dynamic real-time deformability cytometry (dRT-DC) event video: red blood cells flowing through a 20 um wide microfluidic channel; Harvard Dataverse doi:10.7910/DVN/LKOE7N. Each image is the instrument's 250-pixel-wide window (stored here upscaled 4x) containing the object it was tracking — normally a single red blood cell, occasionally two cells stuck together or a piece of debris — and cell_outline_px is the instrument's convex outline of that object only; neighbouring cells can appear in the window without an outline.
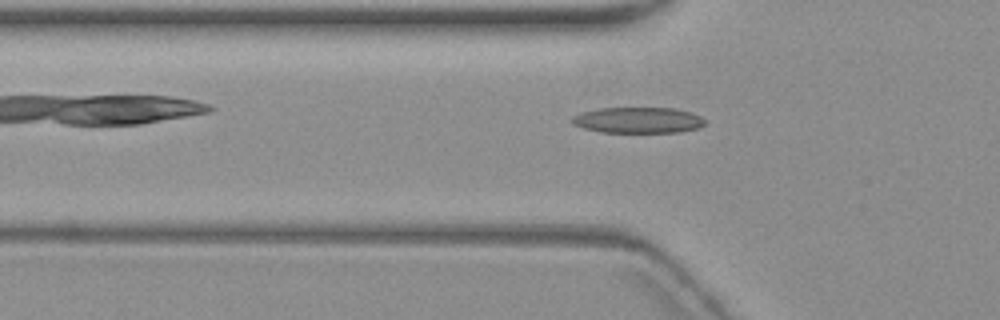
{"species": "common noctule bat (a hibernating species)", "species_latin": "Nyctalus noctula", "temperature_condition": "warm", "stored_images_in_passage": 6, "segment_of_instrument_passage": [2, 2], "camera_frame_rate_fps": 3000, "um_per_image_px": 0.085, "animal": {"sex": "female", "body_mass_g": 19.3, "forearm_length_mm": 54.1}, "frame": {"image": 1, "passage_image": 6, "time_ms": 6.0, "image_size_px": [1000, 320], "cell_outline_px": [[704, 124], [700, 128], [680, 132], [600, 132], [584, 128], [576, 124], [572, 120], [572, 116], [580, 112], [596, 108], [676, 108], [692, 112], [700, 116], [704, 120]], "centroid_in_image_um": [54.26, 10.2], "position_along_channel_um": 71.5, "area_um2": 20.11}}